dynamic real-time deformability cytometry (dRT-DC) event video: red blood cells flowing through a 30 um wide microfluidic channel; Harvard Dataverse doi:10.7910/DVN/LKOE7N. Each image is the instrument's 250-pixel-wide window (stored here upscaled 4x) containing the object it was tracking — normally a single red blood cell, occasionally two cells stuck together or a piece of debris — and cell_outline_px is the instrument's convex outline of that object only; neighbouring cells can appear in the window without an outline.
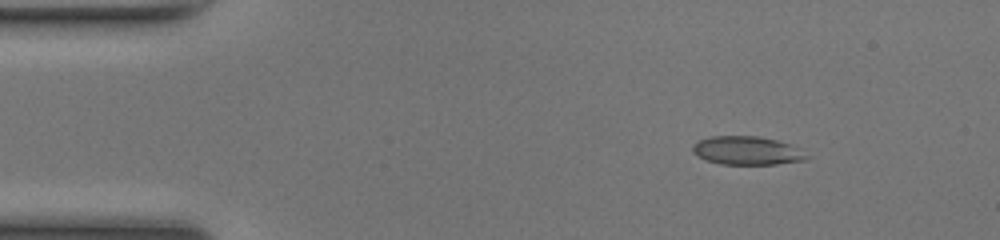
{"species": "common noctule bat (a hibernating species)", "species_latin": "Nyctalus noctula", "temperature_condition": "room temperature", "stored_images_in_passage": 44, "camera_frame_rate_fps": 3000, "um_per_image_px": 0.085, "animal": {"sex": "female", "body_mass_g": 17.0, "forearm_length_mm": 48.0}, "frame": {"image": 1, "passage_image": 1, "time_ms": 0.0, "image_size_px": [1000, 240], "cell_outline_px": [[808, 156], [804, 160], [776, 164], [720, 164], [708, 160], [692, 152], [692, 144], [700, 140], [712, 136], [756, 136], [776, 140], [800, 148]], "centroid_in_image_um": [63.48, 12.8], "position_along_channel_um": 21.5, "area_um2": 18.67}}
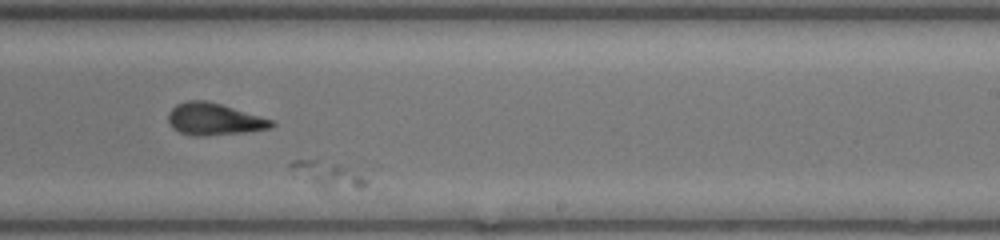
{"frame": {"image": 2, "passage_image": 25, "time_ms": 8.0, "image_size_px": [1000, 240], "cell_outline_px": [[372, 188], [320, 192], [292, 176], [288, 164], [292, 160], [316, 160], [336, 164], [352, 168], [368, 180]], "centroid_in_image_um": [27.84, 14.96], "position_along_channel_um": 261.2, "area_um2": 13.06}}
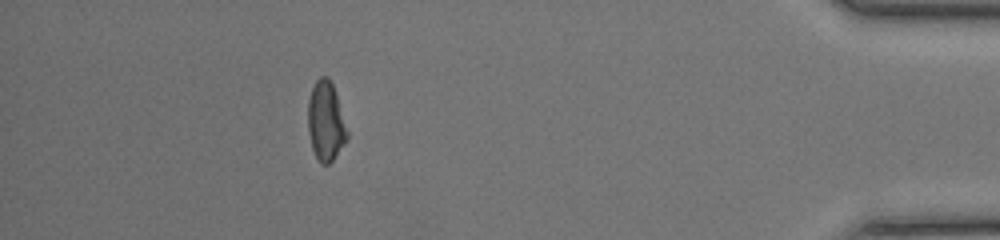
{"frame": {"image": 3, "passage_image": 39, "time_ms": 12.667, "image_size_px": [1000, 240], "cell_outline_px": [[348, 136], [344, 144], [332, 160], [328, 164], [320, 164], [312, 148], [308, 132], [308, 100], [312, 88], [316, 80], [320, 76], [328, 76], [336, 92], [348, 132]], "centroid_in_image_um": [27.68, 10.29], "position_along_channel_um": 407.5, "area_um2": 18.09}}